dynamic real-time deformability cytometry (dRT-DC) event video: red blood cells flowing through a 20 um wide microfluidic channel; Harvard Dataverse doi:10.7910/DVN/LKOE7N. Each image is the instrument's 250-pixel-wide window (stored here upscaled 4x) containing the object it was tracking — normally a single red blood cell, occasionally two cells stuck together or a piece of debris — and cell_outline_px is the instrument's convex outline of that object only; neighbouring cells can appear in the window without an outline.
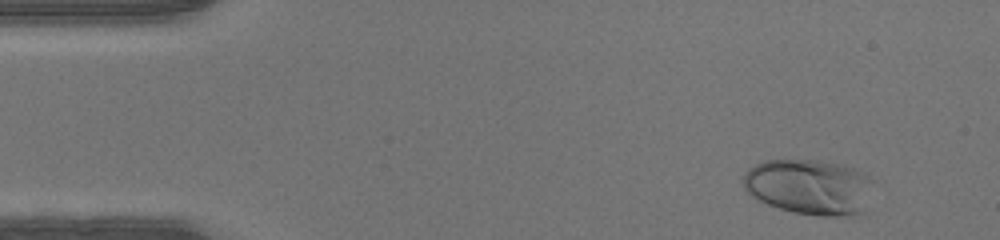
{"species": "human", "species_latin": "Homo sapiens", "temperature_condition": "warm", "stored_images_in_passage": 12, "camera_frame_rate_fps": 3000, "um_per_image_px": 0.085, "donor": {"sex": "male"}, "frame": {"image": 1, "passage_image": 3, "time_ms": 0.667, "image_size_px": [1000, 240], "cell_outline_px": [[872, 180], [864, 212], [836, 216], [820, 216], [792, 212], [756, 200], [744, 188], [744, 176], [756, 164], [764, 160], [816, 160], [836, 164], [852, 168], [868, 176]], "centroid_in_image_um": [68.77, 15.89], "position_along_channel_um": 16.2, "area_um2": 41.44}}